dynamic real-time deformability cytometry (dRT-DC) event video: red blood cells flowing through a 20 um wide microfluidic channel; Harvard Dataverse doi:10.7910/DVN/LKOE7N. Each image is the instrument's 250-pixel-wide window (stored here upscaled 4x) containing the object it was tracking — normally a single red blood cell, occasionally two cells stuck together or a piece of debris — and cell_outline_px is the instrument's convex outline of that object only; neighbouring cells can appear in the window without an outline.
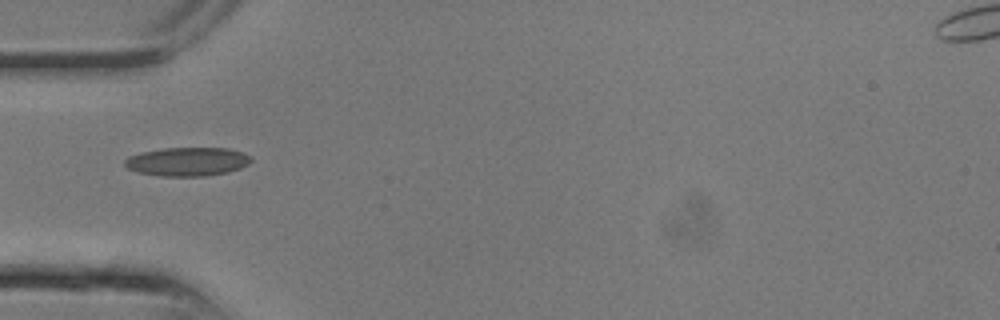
{"species": "common noctule bat (a hibernating species)", "species_latin": "Nyctalus noctula", "temperature_condition": "room temperature", "stored_images_in_passage": 2, "camera_frame_rate_fps": 3000, "um_per_image_px": 0.085, "animal": {"sex": "male", "body_mass_g": 13.3}, "frame": {"image": 1, "passage_image": 1, "time_ms": 0.0, "image_size_px": [1000, 320], "cell_outline_px": [[252, 160], [248, 164], [240, 168], [228, 172], [204, 176], [156, 176], [136, 172], [128, 168], [124, 164], [124, 160], [128, 156], [144, 152], [164, 148], [228, 148], [252, 156]], "centroid_in_image_um": [15.92, 13.74], "position_along_channel_um": 69.1, "area_um2": 21.15}}